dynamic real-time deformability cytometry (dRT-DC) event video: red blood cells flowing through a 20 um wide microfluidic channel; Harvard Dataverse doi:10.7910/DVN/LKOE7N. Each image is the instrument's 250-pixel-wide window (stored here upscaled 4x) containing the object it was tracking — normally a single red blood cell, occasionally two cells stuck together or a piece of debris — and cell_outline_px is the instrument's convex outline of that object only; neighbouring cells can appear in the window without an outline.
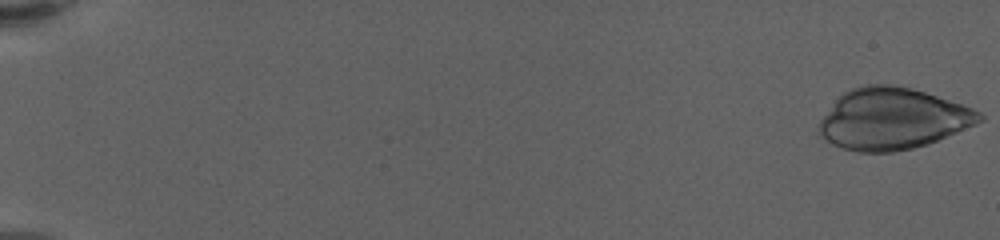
{"species": "human", "species_latin": "Homo sapiens", "temperature_condition": "warm", "stored_images_in_passage": 60, "camera_frame_rate_fps": 3000, "um_per_image_px": 0.085, "donor": {"sex": "female"}, "frame": {"image": 1, "passage_image": 1, "time_ms": 0.0, "image_size_px": [1000, 240], "cell_outline_px": [[984, 120], [976, 124], [936, 140], [912, 148], [892, 152], [856, 152], [832, 144], [820, 136], [816, 132], [820, 120], [836, 100], [844, 92], [852, 88], [864, 84], [888, 84], [912, 88], [972, 108], [980, 112], [984, 116]], "centroid_in_image_um": [75.82, 10.1], "position_along_channel_um": 9.2, "area_um2": 56.88}}
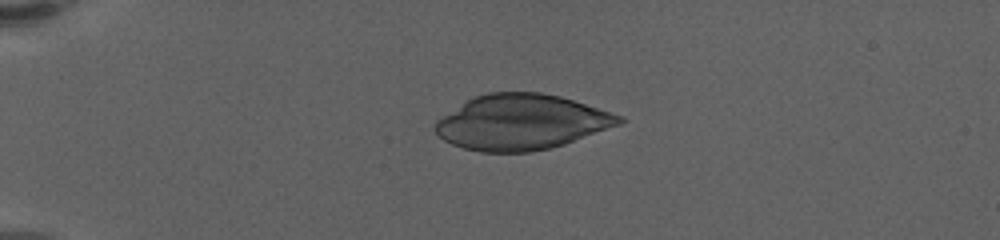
{"frame": {"image": 2, "passage_image": 16, "time_ms": 5.0, "image_size_px": [1000, 240], "cell_outline_px": [[628, 120], [620, 124], [564, 144], [548, 148], [528, 152], [480, 152], [464, 148], [452, 144], [444, 140], [436, 132], [436, 120], [468, 100], [476, 96], [488, 92], [540, 92], [560, 96], [624, 116]], "centroid_in_image_um": [44.34, 10.38], "position_along_channel_um": 40.7, "area_um2": 58.78}}